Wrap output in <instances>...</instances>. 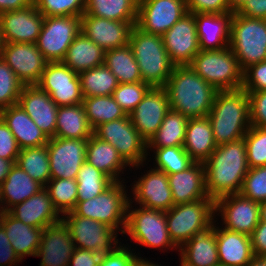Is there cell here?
<instances>
[{
	"label": "cell",
	"instance_id": "1",
	"mask_svg": "<svg viewBox=\"0 0 266 266\" xmlns=\"http://www.w3.org/2000/svg\"><path fill=\"white\" fill-rule=\"evenodd\" d=\"M207 194L213 200L239 193L249 167L244 138L216 147L204 162Z\"/></svg>",
	"mask_w": 266,
	"mask_h": 266
},
{
	"label": "cell",
	"instance_id": "2",
	"mask_svg": "<svg viewBox=\"0 0 266 266\" xmlns=\"http://www.w3.org/2000/svg\"><path fill=\"white\" fill-rule=\"evenodd\" d=\"M164 88L170 109L188 118L208 116L218 92L189 65L175 66Z\"/></svg>",
	"mask_w": 266,
	"mask_h": 266
},
{
	"label": "cell",
	"instance_id": "3",
	"mask_svg": "<svg viewBox=\"0 0 266 266\" xmlns=\"http://www.w3.org/2000/svg\"><path fill=\"white\" fill-rule=\"evenodd\" d=\"M208 118L217 146L244 138L251 127L247 91H218Z\"/></svg>",
	"mask_w": 266,
	"mask_h": 266
},
{
	"label": "cell",
	"instance_id": "4",
	"mask_svg": "<svg viewBox=\"0 0 266 266\" xmlns=\"http://www.w3.org/2000/svg\"><path fill=\"white\" fill-rule=\"evenodd\" d=\"M129 45L143 82L151 87H164L176 65L165 49L162 36L146 33L135 25L131 31Z\"/></svg>",
	"mask_w": 266,
	"mask_h": 266
},
{
	"label": "cell",
	"instance_id": "5",
	"mask_svg": "<svg viewBox=\"0 0 266 266\" xmlns=\"http://www.w3.org/2000/svg\"><path fill=\"white\" fill-rule=\"evenodd\" d=\"M229 48L242 71L266 60V20L232 13Z\"/></svg>",
	"mask_w": 266,
	"mask_h": 266
},
{
	"label": "cell",
	"instance_id": "6",
	"mask_svg": "<svg viewBox=\"0 0 266 266\" xmlns=\"http://www.w3.org/2000/svg\"><path fill=\"white\" fill-rule=\"evenodd\" d=\"M215 200L205 198L184 204L173 205L166 211V224L170 238L182 247L197 233L213 225Z\"/></svg>",
	"mask_w": 266,
	"mask_h": 266
},
{
	"label": "cell",
	"instance_id": "7",
	"mask_svg": "<svg viewBox=\"0 0 266 266\" xmlns=\"http://www.w3.org/2000/svg\"><path fill=\"white\" fill-rule=\"evenodd\" d=\"M189 66L218 91L242 87L243 71L229 46L220 50H200Z\"/></svg>",
	"mask_w": 266,
	"mask_h": 266
},
{
	"label": "cell",
	"instance_id": "8",
	"mask_svg": "<svg viewBox=\"0 0 266 266\" xmlns=\"http://www.w3.org/2000/svg\"><path fill=\"white\" fill-rule=\"evenodd\" d=\"M125 181L114 182L103 193L92 199L77 201L72 211L77 216L105 223L123 234L126 226L127 206L130 200V196L126 194L128 189H125Z\"/></svg>",
	"mask_w": 266,
	"mask_h": 266
},
{
	"label": "cell",
	"instance_id": "9",
	"mask_svg": "<svg viewBox=\"0 0 266 266\" xmlns=\"http://www.w3.org/2000/svg\"><path fill=\"white\" fill-rule=\"evenodd\" d=\"M132 199L130 198L127 206L126 226L124 235L128 234L136 244L149 248L176 249L179 248L170 238L167 224L166 212L145 208L140 205L138 208H132ZM132 208V209H131Z\"/></svg>",
	"mask_w": 266,
	"mask_h": 266
},
{
	"label": "cell",
	"instance_id": "10",
	"mask_svg": "<svg viewBox=\"0 0 266 266\" xmlns=\"http://www.w3.org/2000/svg\"><path fill=\"white\" fill-rule=\"evenodd\" d=\"M93 135L116 148L130 168L143 167L150 154L147 152V142L133 126L129 115L97 126Z\"/></svg>",
	"mask_w": 266,
	"mask_h": 266
},
{
	"label": "cell",
	"instance_id": "11",
	"mask_svg": "<svg viewBox=\"0 0 266 266\" xmlns=\"http://www.w3.org/2000/svg\"><path fill=\"white\" fill-rule=\"evenodd\" d=\"M62 221L69 229L75 248L105 254L120 245L118 232L105 223L77 216L73 211L63 214Z\"/></svg>",
	"mask_w": 266,
	"mask_h": 266
},
{
	"label": "cell",
	"instance_id": "12",
	"mask_svg": "<svg viewBox=\"0 0 266 266\" xmlns=\"http://www.w3.org/2000/svg\"><path fill=\"white\" fill-rule=\"evenodd\" d=\"M81 32V17H45L36 47L48 62H62L66 51Z\"/></svg>",
	"mask_w": 266,
	"mask_h": 266
},
{
	"label": "cell",
	"instance_id": "13",
	"mask_svg": "<svg viewBox=\"0 0 266 266\" xmlns=\"http://www.w3.org/2000/svg\"><path fill=\"white\" fill-rule=\"evenodd\" d=\"M36 85L47 92L58 107L81 104L84 99L78 73L62 62H48Z\"/></svg>",
	"mask_w": 266,
	"mask_h": 266
},
{
	"label": "cell",
	"instance_id": "14",
	"mask_svg": "<svg viewBox=\"0 0 266 266\" xmlns=\"http://www.w3.org/2000/svg\"><path fill=\"white\" fill-rule=\"evenodd\" d=\"M215 215L221 216L225 229L250 236L260 222V203L240 193L228 194L215 200Z\"/></svg>",
	"mask_w": 266,
	"mask_h": 266
},
{
	"label": "cell",
	"instance_id": "15",
	"mask_svg": "<svg viewBox=\"0 0 266 266\" xmlns=\"http://www.w3.org/2000/svg\"><path fill=\"white\" fill-rule=\"evenodd\" d=\"M187 13L185 0H138L136 26L162 36Z\"/></svg>",
	"mask_w": 266,
	"mask_h": 266
},
{
	"label": "cell",
	"instance_id": "16",
	"mask_svg": "<svg viewBox=\"0 0 266 266\" xmlns=\"http://www.w3.org/2000/svg\"><path fill=\"white\" fill-rule=\"evenodd\" d=\"M88 139L49 138L47 145L51 179H77L86 161Z\"/></svg>",
	"mask_w": 266,
	"mask_h": 266
},
{
	"label": "cell",
	"instance_id": "17",
	"mask_svg": "<svg viewBox=\"0 0 266 266\" xmlns=\"http://www.w3.org/2000/svg\"><path fill=\"white\" fill-rule=\"evenodd\" d=\"M162 40L176 66L189 65L200 51L194 14H185L162 35Z\"/></svg>",
	"mask_w": 266,
	"mask_h": 266
},
{
	"label": "cell",
	"instance_id": "18",
	"mask_svg": "<svg viewBox=\"0 0 266 266\" xmlns=\"http://www.w3.org/2000/svg\"><path fill=\"white\" fill-rule=\"evenodd\" d=\"M1 57L24 85H36L48 63L34 43H4Z\"/></svg>",
	"mask_w": 266,
	"mask_h": 266
},
{
	"label": "cell",
	"instance_id": "19",
	"mask_svg": "<svg viewBox=\"0 0 266 266\" xmlns=\"http://www.w3.org/2000/svg\"><path fill=\"white\" fill-rule=\"evenodd\" d=\"M169 110L165 88L151 87L129 116L140 136L148 142L161 126Z\"/></svg>",
	"mask_w": 266,
	"mask_h": 266
},
{
	"label": "cell",
	"instance_id": "20",
	"mask_svg": "<svg viewBox=\"0 0 266 266\" xmlns=\"http://www.w3.org/2000/svg\"><path fill=\"white\" fill-rule=\"evenodd\" d=\"M44 15L30 6L0 13V27L4 43H36Z\"/></svg>",
	"mask_w": 266,
	"mask_h": 266
},
{
	"label": "cell",
	"instance_id": "21",
	"mask_svg": "<svg viewBox=\"0 0 266 266\" xmlns=\"http://www.w3.org/2000/svg\"><path fill=\"white\" fill-rule=\"evenodd\" d=\"M136 22H121L87 13L81 16V32L104 51L129 44Z\"/></svg>",
	"mask_w": 266,
	"mask_h": 266
},
{
	"label": "cell",
	"instance_id": "22",
	"mask_svg": "<svg viewBox=\"0 0 266 266\" xmlns=\"http://www.w3.org/2000/svg\"><path fill=\"white\" fill-rule=\"evenodd\" d=\"M131 187L133 201L145 208L168 211L173 205L168 174L155 168L147 170Z\"/></svg>",
	"mask_w": 266,
	"mask_h": 266
},
{
	"label": "cell",
	"instance_id": "23",
	"mask_svg": "<svg viewBox=\"0 0 266 266\" xmlns=\"http://www.w3.org/2000/svg\"><path fill=\"white\" fill-rule=\"evenodd\" d=\"M75 245L68 227L59 222L43 228L41 243L35 257H41L40 266H69Z\"/></svg>",
	"mask_w": 266,
	"mask_h": 266
},
{
	"label": "cell",
	"instance_id": "24",
	"mask_svg": "<svg viewBox=\"0 0 266 266\" xmlns=\"http://www.w3.org/2000/svg\"><path fill=\"white\" fill-rule=\"evenodd\" d=\"M18 104L48 138L55 137L58 105L47 92L37 85H24Z\"/></svg>",
	"mask_w": 266,
	"mask_h": 266
},
{
	"label": "cell",
	"instance_id": "25",
	"mask_svg": "<svg viewBox=\"0 0 266 266\" xmlns=\"http://www.w3.org/2000/svg\"><path fill=\"white\" fill-rule=\"evenodd\" d=\"M8 212L17 220L41 229L62 220V215L54 207L45 187Z\"/></svg>",
	"mask_w": 266,
	"mask_h": 266
},
{
	"label": "cell",
	"instance_id": "26",
	"mask_svg": "<svg viewBox=\"0 0 266 266\" xmlns=\"http://www.w3.org/2000/svg\"><path fill=\"white\" fill-rule=\"evenodd\" d=\"M174 205L210 198L206 190L205 167L193 162L181 172L168 174Z\"/></svg>",
	"mask_w": 266,
	"mask_h": 266
},
{
	"label": "cell",
	"instance_id": "27",
	"mask_svg": "<svg viewBox=\"0 0 266 266\" xmlns=\"http://www.w3.org/2000/svg\"><path fill=\"white\" fill-rule=\"evenodd\" d=\"M200 50H220L229 46L232 13H193Z\"/></svg>",
	"mask_w": 266,
	"mask_h": 266
},
{
	"label": "cell",
	"instance_id": "28",
	"mask_svg": "<svg viewBox=\"0 0 266 266\" xmlns=\"http://www.w3.org/2000/svg\"><path fill=\"white\" fill-rule=\"evenodd\" d=\"M215 222L179 248L181 266H219Z\"/></svg>",
	"mask_w": 266,
	"mask_h": 266
},
{
	"label": "cell",
	"instance_id": "29",
	"mask_svg": "<svg viewBox=\"0 0 266 266\" xmlns=\"http://www.w3.org/2000/svg\"><path fill=\"white\" fill-rule=\"evenodd\" d=\"M0 117L13 133L20 150L48 143L49 138L19 104L1 110Z\"/></svg>",
	"mask_w": 266,
	"mask_h": 266
},
{
	"label": "cell",
	"instance_id": "30",
	"mask_svg": "<svg viewBox=\"0 0 266 266\" xmlns=\"http://www.w3.org/2000/svg\"><path fill=\"white\" fill-rule=\"evenodd\" d=\"M0 224L5 229L10 244L20 260L36 255L43 229L17 220L8 211H0Z\"/></svg>",
	"mask_w": 266,
	"mask_h": 266
},
{
	"label": "cell",
	"instance_id": "31",
	"mask_svg": "<svg viewBox=\"0 0 266 266\" xmlns=\"http://www.w3.org/2000/svg\"><path fill=\"white\" fill-rule=\"evenodd\" d=\"M216 242L220 266H246L254 257L250 236L246 234L217 225Z\"/></svg>",
	"mask_w": 266,
	"mask_h": 266
},
{
	"label": "cell",
	"instance_id": "32",
	"mask_svg": "<svg viewBox=\"0 0 266 266\" xmlns=\"http://www.w3.org/2000/svg\"><path fill=\"white\" fill-rule=\"evenodd\" d=\"M41 188L43 186L40 183L14 164L0 185V211H9L15 205L33 196Z\"/></svg>",
	"mask_w": 266,
	"mask_h": 266
},
{
	"label": "cell",
	"instance_id": "33",
	"mask_svg": "<svg viewBox=\"0 0 266 266\" xmlns=\"http://www.w3.org/2000/svg\"><path fill=\"white\" fill-rule=\"evenodd\" d=\"M217 145L208 116L189 118L183 148L194 162L204 163Z\"/></svg>",
	"mask_w": 266,
	"mask_h": 266
},
{
	"label": "cell",
	"instance_id": "34",
	"mask_svg": "<svg viewBox=\"0 0 266 266\" xmlns=\"http://www.w3.org/2000/svg\"><path fill=\"white\" fill-rule=\"evenodd\" d=\"M86 162L105 173L114 182L123 179L120 178V174L121 172L123 174L124 169L129 166L118 154L116 148L94 135L87 140Z\"/></svg>",
	"mask_w": 266,
	"mask_h": 266
},
{
	"label": "cell",
	"instance_id": "35",
	"mask_svg": "<svg viewBox=\"0 0 266 266\" xmlns=\"http://www.w3.org/2000/svg\"><path fill=\"white\" fill-rule=\"evenodd\" d=\"M105 51L80 32L66 51L62 60L76 73L104 64Z\"/></svg>",
	"mask_w": 266,
	"mask_h": 266
},
{
	"label": "cell",
	"instance_id": "36",
	"mask_svg": "<svg viewBox=\"0 0 266 266\" xmlns=\"http://www.w3.org/2000/svg\"><path fill=\"white\" fill-rule=\"evenodd\" d=\"M93 128L86 117L83 104L58 107L55 137L89 139Z\"/></svg>",
	"mask_w": 266,
	"mask_h": 266
},
{
	"label": "cell",
	"instance_id": "37",
	"mask_svg": "<svg viewBox=\"0 0 266 266\" xmlns=\"http://www.w3.org/2000/svg\"><path fill=\"white\" fill-rule=\"evenodd\" d=\"M189 118L170 109L161 126L147 142V148L183 147Z\"/></svg>",
	"mask_w": 266,
	"mask_h": 266
},
{
	"label": "cell",
	"instance_id": "38",
	"mask_svg": "<svg viewBox=\"0 0 266 266\" xmlns=\"http://www.w3.org/2000/svg\"><path fill=\"white\" fill-rule=\"evenodd\" d=\"M104 64L119 84L142 82V76L129 44L105 51Z\"/></svg>",
	"mask_w": 266,
	"mask_h": 266
},
{
	"label": "cell",
	"instance_id": "39",
	"mask_svg": "<svg viewBox=\"0 0 266 266\" xmlns=\"http://www.w3.org/2000/svg\"><path fill=\"white\" fill-rule=\"evenodd\" d=\"M138 0H85V13L121 22H137Z\"/></svg>",
	"mask_w": 266,
	"mask_h": 266
},
{
	"label": "cell",
	"instance_id": "40",
	"mask_svg": "<svg viewBox=\"0 0 266 266\" xmlns=\"http://www.w3.org/2000/svg\"><path fill=\"white\" fill-rule=\"evenodd\" d=\"M78 75L83 97L112 95L119 84L105 64L82 71Z\"/></svg>",
	"mask_w": 266,
	"mask_h": 266
},
{
	"label": "cell",
	"instance_id": "41",
	"mask_svg": "<svg viewBox=\"0 0 266 266\" xmlns=\"http://www.w3.org/2000/svg\"><path fill=\"white\" fill-rule=\"evenodd\" d=\"M82 104L88 122L93 130L103 123L127 116L112 95L84 97Z\"/></svg>",
	"mask_w": 266,
	"mask_h": 266
},
{
	"label": "cell",
	"instance_id": "42",
	"mask_svg": "<svg viewBox=\"0 0 266 266\" xmlns=\"http://www.w3.org/2000/svg\"><path fill=\"white\" fill-rule=\"evenodd\" d=\"M16 164L43 187L51 179L47 145L21 149Z\"/></svg>",
	"mask_w": 266,
	"mask_h": 266
},
{
	"label": "cell",
	"instance_id": "43",
	"mask_svg": "<svg viewBox=\"0 0 266 266\" xmlns=\"http://www.w3.org/2000/svg\"><path fill=\"white\" fill-rule=\"evenodd\" d=\"M77 201H86L103 193L114 181L105 173L84 162L77 175Z\"/></svg>",
	"mask_w": 266,
	"mask_h": 266
},
{
	"label": "cell",
	"instance_id": "44",
	"mask_svg": "<svg viewBox=\"0 0 266 266\" xmlns=\"http://www.w3.org/2000/svg\"><path fill=\"white\" fill-rule=\"evenodd\" d=\"M45 188L49 192L54 207L61 215L75 208L78 198L76 179H50Z\"/></svg>",
	"mask_w": 266,
	"mask_h": 266
},
{
	"label": "cell",
	"instance_id": "45",
	"mask_svg": "<svg viewBox=\"0 0 266 266\" xmlns=\"http://www.w3.org/2000/svg\"><path fill=\"white\" fill-rule=\"evenodd\" d=\"M154 149L155 169L173 174L188 168L194 161L189 157L183 147L147 148Z\"/></svg>",
	"mask_w": 266,
	"mask_h": 266
},
{
	"label": "cell",
	"instance_id": "46",
	"mask_svg": "<svg viewBox=\"0 0 266 266\" xmlns=\"http://www.w3.org/2000/svg\"><path fill=\"white\" fill-rule=\"evenodd\" d=\"M23 86L6 61L0 57V111L18 104Z\"/></svg>",
	"mask_w": 266,
	"mask_h": 266
},
{
	"label": "cell",
	"instance_id": "47",
	"mask_svg": "<svg viewBox=\"0 0 266 266\" xmlns=\"http://www.w3.org/2000/svg\"><path fill=\"white\" fill-rule=\"evenodd\" d=\"M248 167L266 166V128L251 126L244 136Z\"/></svg>",
	"mask_w": 266,
	"mask_h": 266
},
{
	"label": "cell",
	"instance_id": "48",
	"mask_svg": "<svg viewBox=\"0 0 266 266\" xmlns=\"http://www.w3.org/2000/svg\"><path fill=\"white\" fill-rule=\"evenodd\" d=\"M33 3L44 17H81L85 12V0H33Z\"/></svg>",
	"mask_w": 266,
	"mask_h": 266
},
{
	"label": "cell",
	"instance_id": "49",
	"mask_svg": "<svg viewBox=\"0 0 266 266\" xmlns=\"http://www.w3.org/2000/svg\"><path fill=\"white\" fill-rule=\"evenodd\" d=\"M151 86L145 82L122 83L114 90L112 96L120 107L129 115L142 101Z\"/></svg>",
	"mask_w": 266,
	"mask_h": 266
},
{
	"label": "cell",
	"instance_id": "50",
	"mask_svg": "<svg viewBox=\"0 0 266 266\" xmlns=\"http://www.w3.org/2000/svg\"><path fill=\"white\" fill-rule=\"evenodd\" d=\"M239 193L255 202H264L266 200V166L249 168Z\"/></svg>",
	"mask_w": 266,
	"mask_h": 266
},
{
	"label": "cell",
	"instance_id": "51",
	"mask_svg": "<svg viewBox=\"0 0 266 266\" xmlns=\"http://www.w3.org/2000/svg\"><path fill=\"white\" fill-rule=\"evenodd\" d=\"M241 88L247 92L266 90V60L251 65L243 71Z\"/></svg>",
	"mask_w": 266,
	"mask_h": 266
},
{
	"label": "cell",
	"instance_id": "52",
	"mask_svg": "<svg viewBox=\"0 0 266 266\" xmlns=\"http://www.w3.org/2000/svg\"><path fill=\"white\" fill-rule=\"evenodd\" d=\"M247 93L251 126L266 128V90Z\"/></svg>",
	"mask_w": 266,
	"mask_h": 266
},
{
	"label": "cell",
	"instance_id": "53",
	"mask_svg": "<svg viewBox=\"0 0 266 266\" xmlns=\"http://www.w3.org/2000/svg\"><path fill=\"white\" fill-rule=\"evenodd\" d=\"M132 252L131 247L119 245L113 252L102 255L100 266H135L137 254Z\"/></svg>",
	"mask_w": 266,
	"mask_h": 266
},
{
	"label": "cell",
	"instance_id": "54",
	"mask_svg": "<svg viewBox=\"0 0 266 266\" xmlns=\"http://www.w3.org/2000/svg\"><path fill=\"white\" fill-rule=\"evenodd\" d=\"M190 13H232L227 0H185Z\"/></svg>",
	"mask_w": 266,
	"mask_h": 266
},
{
	"label": "cell",
	"instance_id": "55",
	"mask_svg": "<svg viewBox=\"0 0 266 266\" xmlns=\"http://www.w3.org/2000/svg\"><path fill=\"white\" fill-rule=\"evenodd\" d=\"M20 148L7 124L0 117V157L17 160Z\"/></svg>",
	"mask_w": 266,
	"mask_h": 266
},
{
	"label": "cell",
	"instance_id": "56",
	"mask_svg": "<svg viewBox=\"0 0 266 266\" xmlns=\"http://www.w3.org/2000/svg\"><path fill=\"white\" fill-rule=\"evenodd\" d=\"M102 253L75 248L69 266H100Z\"/></svg>",
	"mask_w": 266,
	"mask_h": 266
},
{
	"label": "cell",
	"instance_id": "57",
	"mask_svg": "<svg viewBox=\"0 0 266 266\" xmlns=\"http://www.w3.org/2000/svg\"><path fill=\"white\" fill-rule=\"evenodd\" d=\"M22 262L15 254L5 229L0 224V266H15Z\"/></svg>",
	"mask_w": 266,
	"mask_h": 266
},
{
	"label": "cell",
	"instance_id": "58",
	"mask_svg": "<svg viewBox=\"0 0 266 266\" xmlns=\"http://www.w3.org/2000/svg\"><path fill=\"white\" fill-rule=\"evenodd\" d=\"M253 255L256 257H266V223L259 222L250 235Z\"/></svg>",
	"mask_w": 266,
	"mask_h": 266
},
{
	"label": "cell",
	"instance_id": "59",
	"mask_svg": "<svg viewBox=\"0 0 266 266\" xmlns=\"http://www.w3.org/2000/svg\"><path fill=\"white\" fill-rule=\"evenodd\" d=\"M236 13L248 18L266 20V0H247Z\"/></svg>",
	"mask_w": 266,
	"mask_h": 266
},
{
	"label": "cell",
	"instance_id": "60",
	"mask_svg": "<svg viewBox=\"0 0 266 266\" xmlns=\"http://www.w3.org/2000/svg\"><path fill=\"white\" fill-rule=\"evenodd\" d=\"M32 3L33 0H0V13L22 9Z\"/></svg>",
	"mask_w": 266,
	"mask_h": 266
},
{
	"label": "cell",
	"instance_id": "61",
	"mask_svg": "<svg viewBox=\"0 0 266 266\" xmlns=\"http://www.w3.org/2000/svg\"><path fill=\"white\" fill-rule=\"evenodd\" d=\"M17 160H7L0 157V185L10 173L11 168L16 164Z\"/></svg>",
	"mask_w": 266,
	"mask_h": 266
},
{
	"label": "cell",
	"instance_id": "62",
	"mask_svg": "<svg viewBox=\"0 0 266 266\" xmlns=\"http://www.w3.org/2000/svg\"><path fill=\"white\" fill-rule=\"evenodd\" d=\"M229 7H230V11L232 13L237 12L247 0H227Z\"/></svg>",
	"mask_w": 266,
	"mask_h": 266
},
{
	"label": "cell",
	"instance_id": "63",
	"mask_svg": "<svg viewBox=\"0 0 266 266\" xmlns=\"http://www.w3.org/2000/svg\"><path fill=\"white\" fill-rule=\"evenodd\" d=\"M246 266H266V257L254 256Z\"/></svg>",
	"mask_w": 266,
	"mask_h": 266
},
{
	"label": "cell",
	"instance_id": "64",
	"mask_svg": "<svg viewBox=\"0 0 266 266\" xmlns=\"http://www.w3.org/2000/svg\"><path fill=\"white\" fill-rule=\"evenodd\" d=\"M135 266H162L161 264L159 265L158 263L154 264V262L148 261L146 258L142 259V257L137 256L135 260Z\"/></svg>",
	"mask_w": 266,
	"mask_h": 266
},
{
	"label": "cell",
	"instance_id": "65",
	"mask_svg": "<svg viewBox=\"0 0 266 266\" xmlns=\"http://www.w3.org/2000/svg\"><path fill=\"white\" fill-rule=\"evenodd\" d=\"M260 221L266 223V200L260 203Z\"/></svg>",
	"mask_w": 266,
	"mask_h": 266
},
{
	"label": "cell",
	"instance_id": "66",
	"mask_svg": "<svg viewBox=\"0 0 266 266\" xmlns=\"http://www.w3.org/2000/svg\"><path fill=\"white\" fill-rule=\"evenodd\" d=\"M3 47H4V40H3L2 31L0 27V57L2 56Z\"/></svg>",
	"mask_w": 266,
	"mask_h": 266
}]
</instances>
